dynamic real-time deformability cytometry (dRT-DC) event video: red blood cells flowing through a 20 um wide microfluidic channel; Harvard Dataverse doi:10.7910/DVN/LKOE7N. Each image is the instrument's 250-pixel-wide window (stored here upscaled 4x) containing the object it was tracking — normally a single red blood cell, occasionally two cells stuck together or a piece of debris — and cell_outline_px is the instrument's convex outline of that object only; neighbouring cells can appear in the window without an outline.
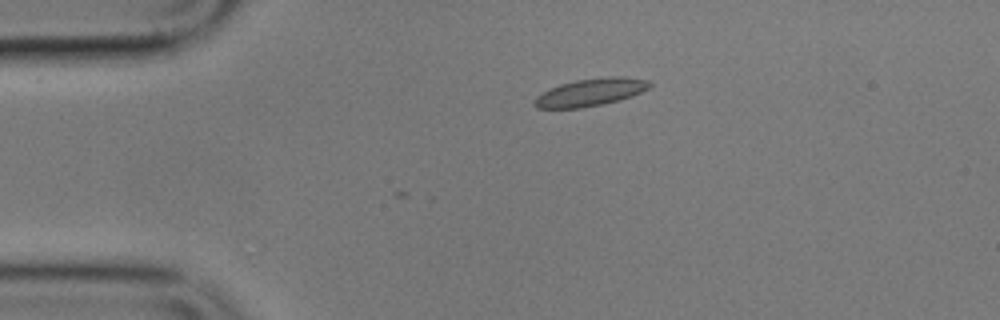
{"species": "common noctule bat (a hibernating species)", "species_latin": "Nyctalus noctula", "temperature_condition": "cold", "stored_images_in_passage": 9, "camera_frame_rate_fps": 3000, "um_per_image_px": 0.085, "animal": {"sex": "male", "body_mass_g": 17.9}, "frame": {"image": 1, "passage_image": 4, "time_ms": 3.333, "image_size_px": [1000, 320], "cell_outline_px": [[652, 84], [648, 88], [632, 96], [620, 100], [604, 104], [580, 108], [536, 108], [532, 104], [536, 96], [560, 84], [576, 80], [608, 76], [624, 76], [648, 80]], "centroid_in_image_um": [50.21, 7.84], "position_along_channel_um": 34.8, "area_um2": 18.5}}
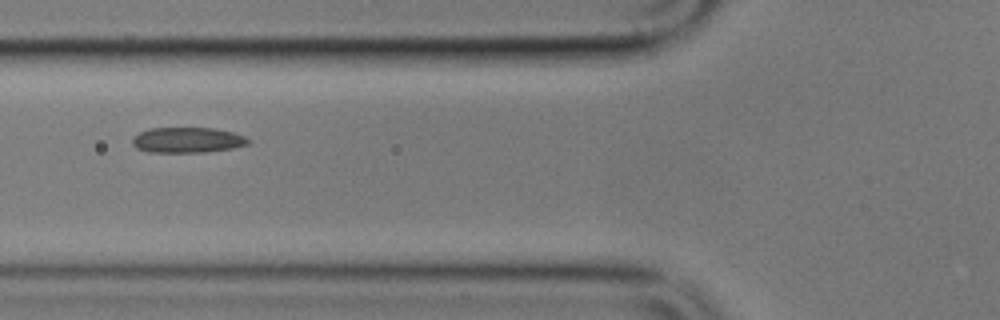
{"frame": {"image": 2, "passage_image": 7, "time_ms": 6.667, "image_size_px": [1000, 320], "cell_outline_px": [[252, 140], [248, 144], [232, 148], [204, 152], [148, 152], [136, 148], [132, 144], [132, 140], [140, 132], [148, 128], [212, 128], [232, 132], [244, 136]], "centroid_in_image_um": [15.93, 11.9], "position_along_channel_um": 109.9, "area_um2": 17.11}}
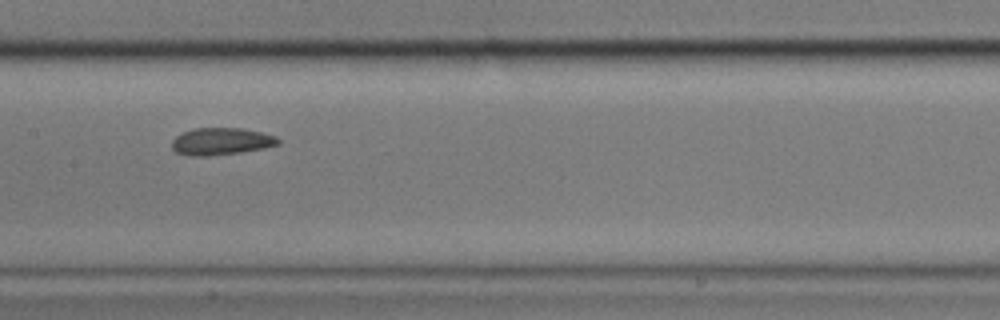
{"frame": {"image": 3, "passage_image": 9, "time_ms": 9.0, "image_size_px": [1000, 320], "cell_outline_px": [[280, 144], [264, 148], [240, 152], [208, 156], [192, 156], [176, 152], [172, 148], [172, 140], [176, 136], [184, 132], [196, 128], [244, 128], [276, 136], [280, 140]], "centroid_in_image_um": [18.81, 12.02], "position_along_channel_um": 188.6, "area_um2": 16.76}}